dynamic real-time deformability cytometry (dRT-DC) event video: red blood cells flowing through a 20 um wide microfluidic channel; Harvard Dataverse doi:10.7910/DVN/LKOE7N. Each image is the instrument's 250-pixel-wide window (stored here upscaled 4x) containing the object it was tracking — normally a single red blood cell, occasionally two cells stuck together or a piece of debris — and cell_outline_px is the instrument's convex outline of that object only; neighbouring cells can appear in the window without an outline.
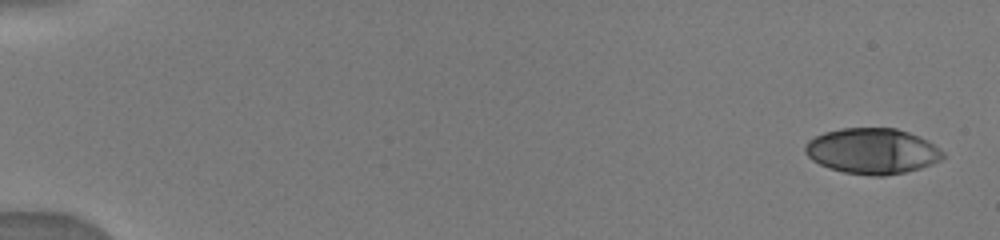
{"species": "human", "species_latin": "Homo sapiens", "temperature_condition": "warm", "stored_images_in_passage": 7, "camera_frame_rate_fps": 3000, "um_per_image_px": 0.085, "donor": {"sex": "male"}, "frame": {"image": 1, "passage_image": 1, "time_ms": 0.0, "image_size_px": [1000, 240], "cell_outline_px": [[944, 156], [940, 160], [932, 164], [920, 168], [904, 172], [884, 176], [872, 176], [844, 172], [828, 168], [812, 160], [804, 152], [804, 144], [808, 140], [824, 132], [840, 128], [896, 128], [920, 136], [928, 140], [944, 152]], "centroid_in_image_um": [74.13, 12.84], "position_along_channel_um": 10.9, "area_um2": 36.82}}